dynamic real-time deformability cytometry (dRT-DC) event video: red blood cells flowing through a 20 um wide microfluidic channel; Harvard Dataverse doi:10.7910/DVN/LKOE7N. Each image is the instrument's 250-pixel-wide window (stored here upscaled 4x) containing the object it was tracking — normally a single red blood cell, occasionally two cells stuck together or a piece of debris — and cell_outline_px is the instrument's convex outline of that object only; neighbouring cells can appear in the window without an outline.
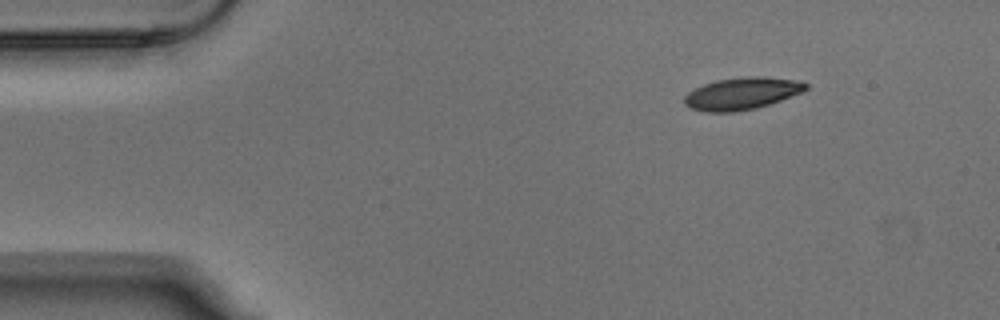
{"species": "Egyptian fruit bat (a non-hibernating species)", "species_latin": "Rousettus aegyptiacus", "temperature_condition": "warm", "stored_images_in_passage": 5, "camera_frame_rate_fps": 3000, "um_per_image_px": 0.085, "animal": {"sex": "male"}, "frame": {"image": 1, "passage_image": 5, "time_ms": 1.333, "image_size_px": [1000, 320], "cell_outline_px": [[808, 88], [804, 92], [756, 108], [732, 112], [708, 112], [692, 108], [684, 104], [684, 96], [688, 92], [704, 84], [716, 80], [748, 76], [760, 76], [800, 80], [808, 84]], "centroid_in_image_um": [63.09, 7.94], "position_along_channel_um": 21.9, "area_um2": 22.72}}